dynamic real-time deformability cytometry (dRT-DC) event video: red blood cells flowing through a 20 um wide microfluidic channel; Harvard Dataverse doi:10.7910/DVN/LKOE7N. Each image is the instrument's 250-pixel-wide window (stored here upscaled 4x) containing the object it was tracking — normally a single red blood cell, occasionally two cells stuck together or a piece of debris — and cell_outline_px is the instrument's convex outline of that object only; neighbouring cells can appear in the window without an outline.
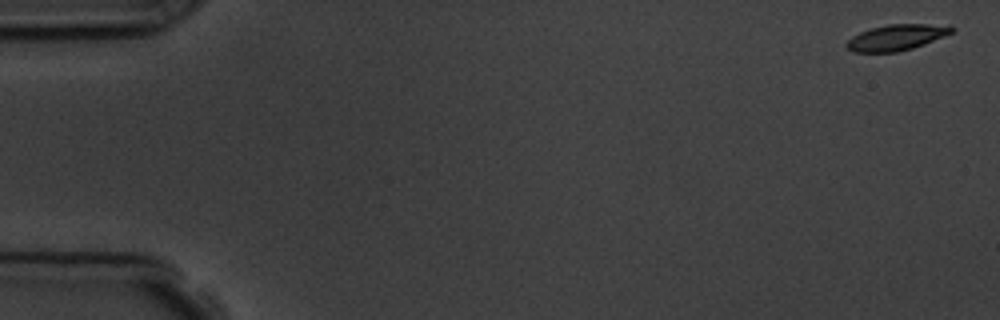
{"species": "common noctule bat (a hibernating species)", "species_latin": "Nyctalus noctula", "temperature_condition": "room temperature", "stored_images_in_passage": 5, "camera_frame_rate_fps": 3000, "um_per_image_px": 0.085, "animal": {"sex": "male", "body_mass_g": 19.5, "forearm_length_mm": 54.6}, "frame": {"image": 1, "passage_image": 1, "time_ms": 0.0, "image_size_px": [1000, 320], "cell_outline_px": [[956, 28], [952, 32], [944, 36], [924, 44], [912, 48], [896, 52], [852, 52], [844, 44], [852, 36], [860, 32], [872, 28], [888, 24], [952, 24]], "centroid_in_image_um": [76.23, 3.17], "position_along_channel_um": 8.8, "area_um2": 15.95}}
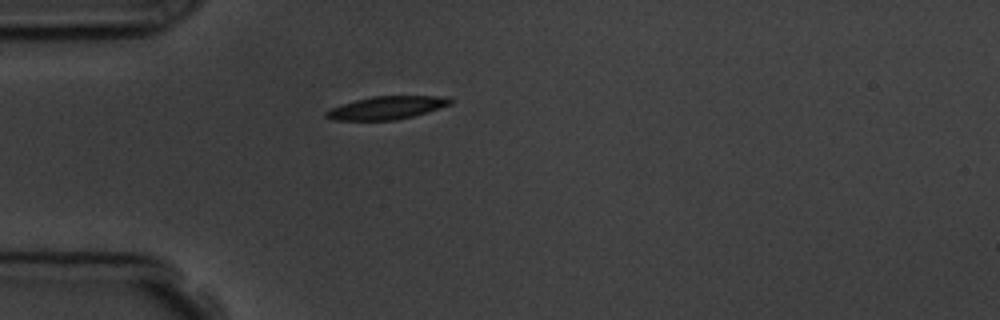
{"frame": {"image": 2, "passage_image": 5, "time_ms": 4.667, "image_size_px": [1000, 320], "cell_outline_px": [[456, 100], [452, 104], [412, 116], [396, 120], [332, 120], [324, 116], [324, 112], [332, 108], [356, 100], [372, 96], [440, 96]], "centroid_in_image_um": [32.88, 9.16], "position_along_channel_um": 52.1, "area_um2": 16.47}}